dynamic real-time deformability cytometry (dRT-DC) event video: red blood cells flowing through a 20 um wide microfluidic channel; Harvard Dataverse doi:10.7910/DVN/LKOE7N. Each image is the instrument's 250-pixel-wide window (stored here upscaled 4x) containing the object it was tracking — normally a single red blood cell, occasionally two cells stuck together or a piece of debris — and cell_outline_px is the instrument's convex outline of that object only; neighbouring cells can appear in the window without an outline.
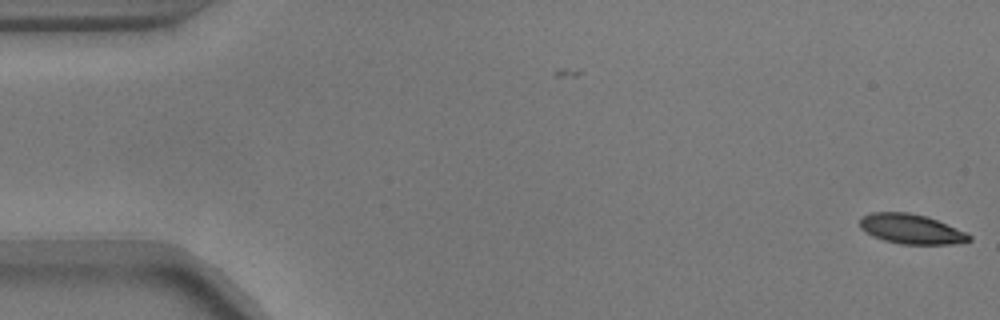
{"species": "common noctule bat (a hibernating species)", "species_latin": "Nyctalus noctula", "temperature_condition": "warm", "stored_images_in_passage": 55, "camera_frame_rate_fps": 3000, "um_per_image_px": 0.085, "animal": {"sex": "male", "body_mass_g": 17.9}, "frame": {"image": 1, "passage_image": 1, "time_ms": 0.0, "image_size_px": [1000, 320], "cell_outline_px": [[972, 240], [956, 244], [900, 244], [884, 240], [872, 236], [860, 228], [860, 220], [864, 216], [872, 212], [908, 212], [928, 216], [968, 232], [972, 236]], "centroid_in_image_um": [77.51, 19.47], "position_along_channel_um": 7.5, "area_um2": 19.19}}
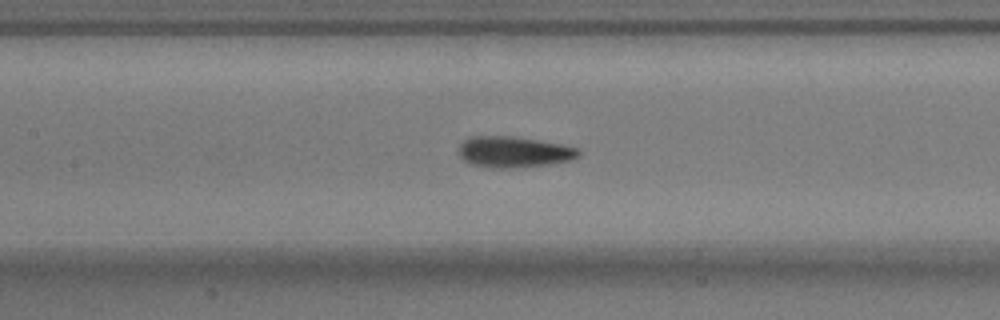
{"frame": {"image": 2, "passage_image": 25, "time_ms": 8.0, "image_size_px": [1000, 320], "cell_outline_px": [[580, 156], [568, 160], [548, 164], [512, 168], [488, 168], [472, 164], [464, 160], [460, 156], [460, 144], [468, 136], [512, 136], [540, 140], [580, 148]], "centroid_in_image_um": [43.67, 12.91], "position_along_channel_um": 163.7, "area_um2": 21.68}}
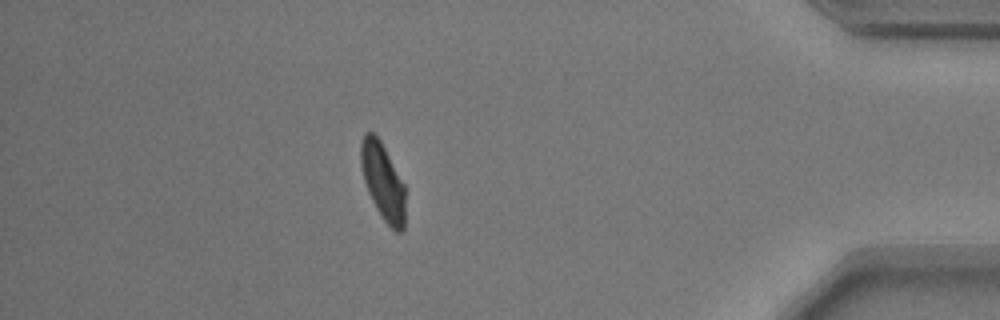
{"frame": {"image": 3, "passage_image": 48, "time_ms": 15.667, "image_size_px": [1000, 320], "cell_outline_px": [[404, 228], [400, 232], [396, 232], [380, 216], [368, 192], [364, 180], [360, 164], [360, 144], [364, 132], [372, 132], [380, 140], [404, 184]], "centroid_in_image_um": [32.52, 15.42], "position_along_channel_um": 402.7, "area_um2": 19.71}, "authors_computed_cell_mechanics": {"area_um2": 20.5768, "velocity_mm_per_s": 3.6973, "shape_relaxation_time_tau1_ms": 4.1571, "shape_relaxation_time_tau2_ms": 1.5258, "deformation_change_tau1": 0.1316, "deformation_change_tau2": 0.0789}}